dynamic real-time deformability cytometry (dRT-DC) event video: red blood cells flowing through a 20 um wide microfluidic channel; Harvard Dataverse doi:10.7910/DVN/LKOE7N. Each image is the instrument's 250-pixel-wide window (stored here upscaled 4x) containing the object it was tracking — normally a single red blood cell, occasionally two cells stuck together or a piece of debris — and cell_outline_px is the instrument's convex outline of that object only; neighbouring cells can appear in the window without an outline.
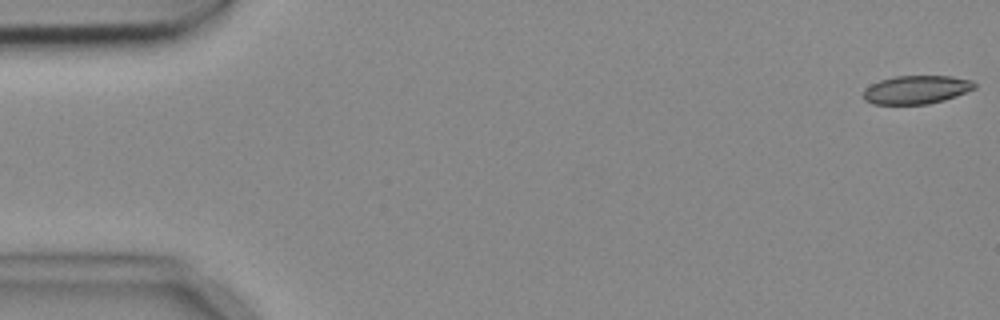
{"species": "common noctule bat (a hibernating species)", "species_latin": "Nyctalus noctula", "temperature_condition": "cold", "stored_images_in_passage": 5, "camera_frame_rate_fps": 3000, "um_per_image_px": 0.085, "animal": {"sex": "female", "body_mass_g": 18.4}, "frame": {"image": 1, "passage_image": 1, "time_ms": 0.0, "image_size_px": [1000, 320], "cell_outline_px": [[976, 88], [956, 96], [944, 100], [928, 104], [872, 104], [864, 100], [864, 88], [880, 80], [896, 76], [952, 76], [972, 80], [976, 84]], "centroid_in_image_um": [77.9, 7.62], "position_along_channel_um": 7.1, "area_um2": 18.44}}
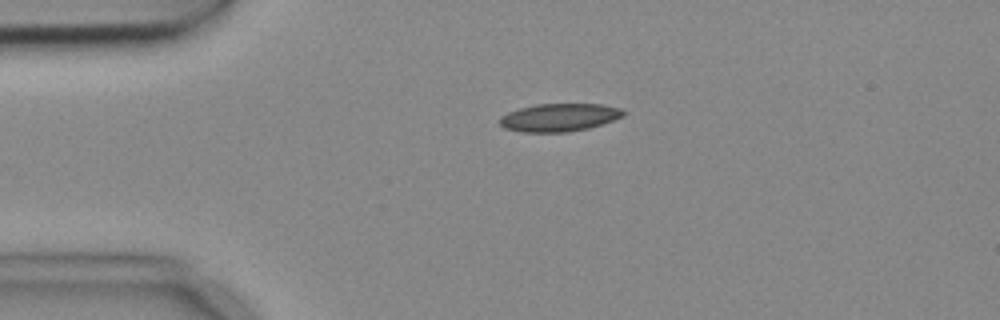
{"frame": {"image": 2, "passage_image": 4, "time_ms": 1.0, "image_size_px": [1000, 320], "cell_outline_px": [[624, 116], [588, 128], [568, 132], [520, 132], [504, 128], [500, 124], [500, 116], [508, 112], [520, 108], [536, 104], [600, 104], [620, 108], [624, 112]], "centroid_in_image_um": [47.5, 9.98], "position_along_channel_um": 37.5, "area_um2": 20.0}}